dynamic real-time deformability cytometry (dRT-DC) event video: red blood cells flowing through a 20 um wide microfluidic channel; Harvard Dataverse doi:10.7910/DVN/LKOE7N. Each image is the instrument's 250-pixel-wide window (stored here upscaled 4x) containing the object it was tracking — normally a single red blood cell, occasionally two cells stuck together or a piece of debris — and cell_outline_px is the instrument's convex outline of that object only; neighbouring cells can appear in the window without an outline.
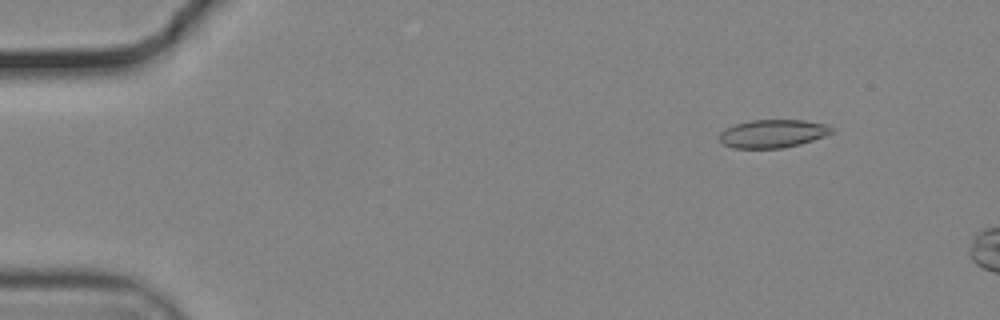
{"species": "common noctule bat (a hibernating species)", "species_latin": "Nyctalus noctula", "temperature_condition": "cold", "stored_images_in_passage": 53, "camera_frame_rate_fps": 3000, "um_per_image_px": 0.085, "animal": {"sex": "male", "body_mass_g": 19.2, "forearm_length_mm": 51.8}, "frame": {"image": 1, "passage_image": 6, "time_ms": 1.667, "image_size_px": [1000, 320], "cell_outline_px": [[836, 132], [800, 144], [784, 148], [732, 148], [724, 144], [716, 136], [724, 128], [736, 124], [752, 120], [804, 120], [824, 124], [832, 128]], "centroid_in_image_um": [65.65, 11.36], "position_along_channel_um": 19.3, "area_um2": 18.5}}
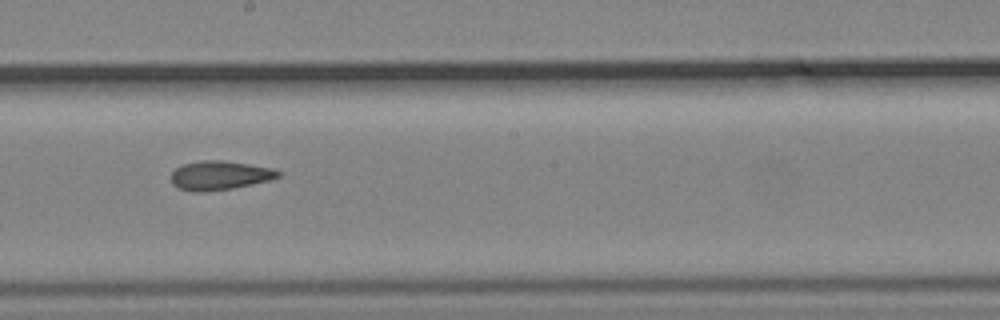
{"frame": {"image": 2, "passage_image": 31, "time_ms": 10.0, "image_size_px": [1000, 320], "cell_outline_px": [[284, 172], [280, 176], [272, 180], [232, 188], [204, 192], [192, 192], [180, 188], [172, 184], [172, 172], [176, 168], [184, 164], [204, 160], [224, 160], [272, 168]], "centroid_in_image_um": [18.72, 14.91], "position_along_channel_um": 229.5, "area_um2": 18.15}}
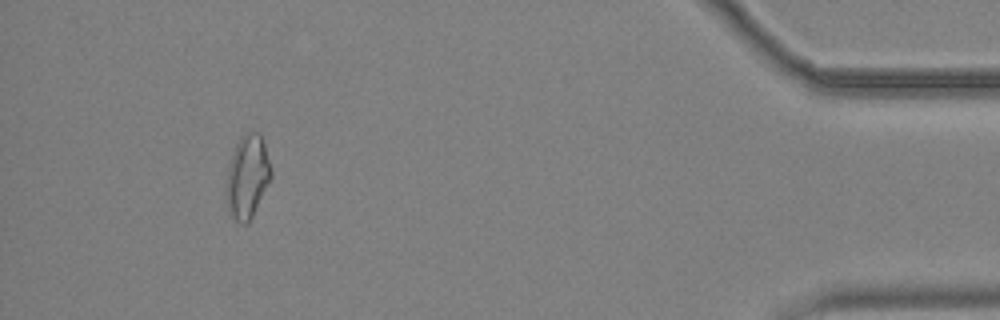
{"frame": {"image": 3, "passage_image": 51, "time_ms": 16.667, "image_size_px": [1000, 320], "cell_outline_px": [[272, 176], [248, 224], [240, 224], [228, 216], [224, 196], [224, 192], [228, 164], [232, 152], [240, 136], [248, 132], [260, 132], [264, 140], [272, 172]], "centroid_in_image_um": [20.98, 15.05], "position_along_channel_um": 414.2, "area_um2": 22.48}}